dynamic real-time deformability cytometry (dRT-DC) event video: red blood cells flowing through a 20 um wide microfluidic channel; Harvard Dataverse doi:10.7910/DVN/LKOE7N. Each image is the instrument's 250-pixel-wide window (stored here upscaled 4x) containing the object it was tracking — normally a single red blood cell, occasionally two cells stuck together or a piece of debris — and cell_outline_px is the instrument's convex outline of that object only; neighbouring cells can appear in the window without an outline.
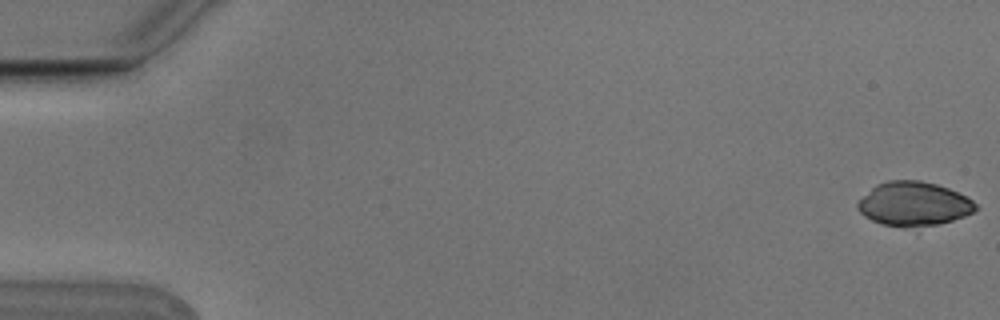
{"species": "Egyptian fruit bat (a non-hibernating species)", "species_latin": "Rousettus aegyptiacus", "temperature_condition": "cold", "stored_images_in_passage": 5, "camera_frame_rate_fps": 3000, "um_per_image_px": 0.085, "animal": {"sex": "male"}, "frame": {"image": 1, "passage_image": 1, "time_ms": 0.0, "image_size_px": [1000, 320], "cell_outline_px": [[980, 208], [964, 216], [952, 220], [936, 224], [904, 228], [880, 224], [864, 216], [856, 208], [856, 204], [876, 184], [888, 180], [920, 180], [936, 184], [948, 188], [972, 200]], "centroid_in_image_um": [77.65, 17.33], "position_along_channel_um": 7.4, "area_um2": 30.17}}